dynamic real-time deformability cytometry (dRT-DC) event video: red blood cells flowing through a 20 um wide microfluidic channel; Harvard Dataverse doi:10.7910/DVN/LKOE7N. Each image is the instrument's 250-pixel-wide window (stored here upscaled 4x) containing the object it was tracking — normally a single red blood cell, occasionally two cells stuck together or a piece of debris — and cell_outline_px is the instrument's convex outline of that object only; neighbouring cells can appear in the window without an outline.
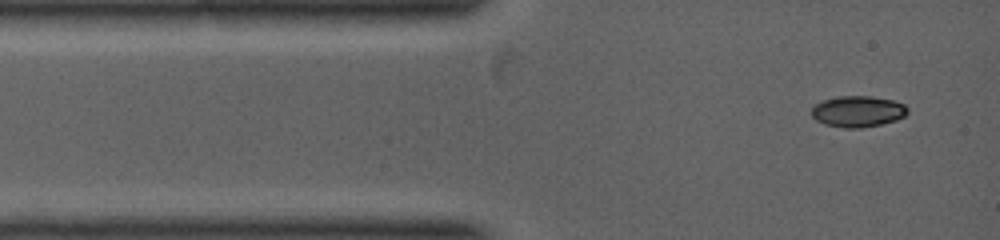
{"species": "common noctule bat (a hibernating species)", "species_latin": "Nyctalus noctula", "temperature_condition": "warm", "stored_images_in_passage": 4, "camera_frame_rate_fps": 5000, "um_per_image_px": 0.085, "animal": {"sex": "female", "body_mass_g": 19.0, "forearm_length_mm": 53.3}, "frame": {"image": 1, "passage_image": 1, "time_ms": 0.0, "image_size_px": [1000, 240], "cell_outline_px": [[908, 112], [904, 116], [896, 120], [880, 124], [860, 128], [844, 128], [824, 124], [816, 120], [812, 116], [812, 108], [816, 104], [824, 100], [840, 96], [872, 96], [892, 100], [904, 104], [908, 108]], "centroid_in_image_um": [72.92, 9.47], "position_along_channel_um": 12.1, "area_um2": 17.34}}